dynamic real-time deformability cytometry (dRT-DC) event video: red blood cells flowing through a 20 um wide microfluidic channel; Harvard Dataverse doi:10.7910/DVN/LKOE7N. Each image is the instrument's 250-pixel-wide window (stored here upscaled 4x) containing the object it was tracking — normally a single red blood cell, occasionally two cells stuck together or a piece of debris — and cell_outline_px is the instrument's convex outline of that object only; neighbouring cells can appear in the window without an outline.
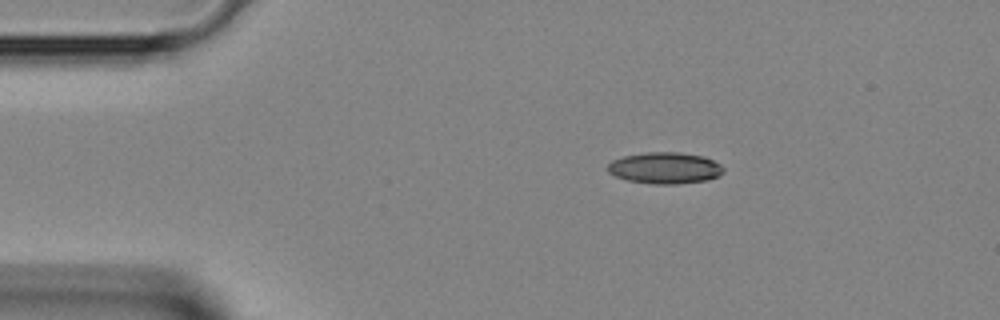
{"species": "Egyptian fruit bat (a non-hibernating species)", "species_latin": "Rousettus aegyptiacus", "temperature_condition": "room temperature", "stored_images_in_passage": 36, "camera_frame_rate_fps": 3000, "um_per_image_px": 0.085, "animal": {"sex": "female"}, "frame": {"image": 1, "passage_image": 1, "time_ms": 0.0, "image_size_px": [1000, 320], "cell_outline_px": [[724, 172], [720, 176], [708, 180], [676, 184], [652, 184], [628, 180], [616, 176], [608, 172], [608, 164], [612, 160], [624, 156], [648, 152], [680, 152], [704, 156], [720, 164], [724, 168]], "centroid_in_image_um": [56.55, 14.28], "position_along_channel_um": 28.4, "area_um2": 21.27}}
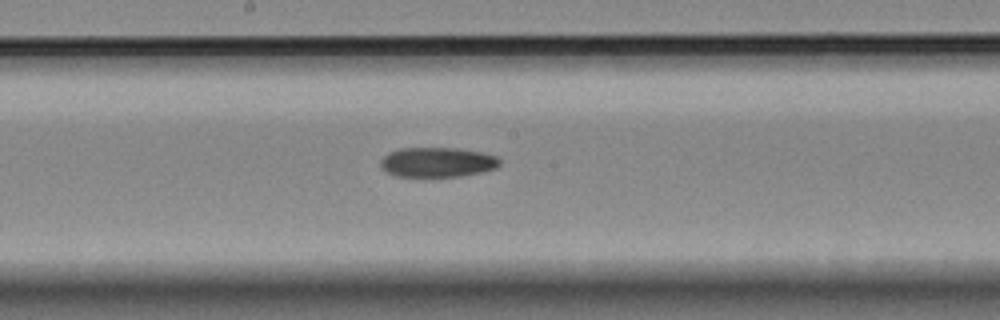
{"frame": {"image": 2, "passage_image": 16, "time_ms": 5.0, "image_size_px": [1000, 320], "cell_outline_px": [[500, 164], [496, 168], [480, 172], [460, 176], [396, 176], [384, 172], [380, 168], [380, 160], [388, 152], [400, 148], [456, 148], [480, 152], [496, 156], [500, 160]], "centroid_in_image_um": [37.12, 13.78], "position_along_channel_um": 211.1, "area_um2": 20.69}}
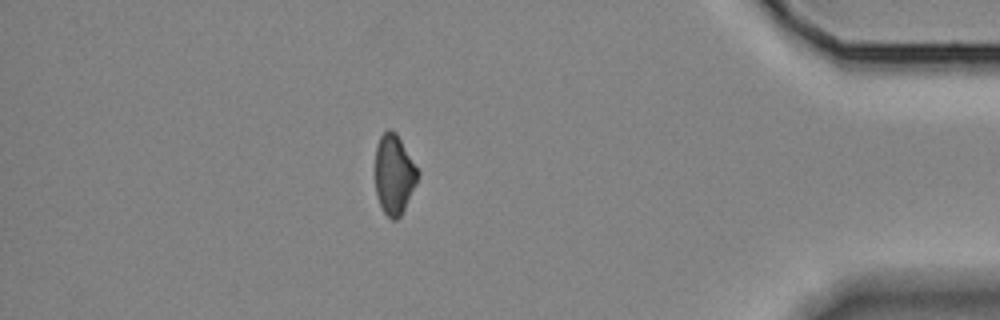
{"frame": {"image": 3, "passage_image": 31, "time_ms": 10.0, "image_size_px": [1000, 320], "cell_outline_px": [[420, 172], [416, 184], [400, 216], [396, 220], [392, 220], [384, 212], [376, 196], [376, 148], [380, 136], [388, 128], [396, 132]], "centroid_in_image_um": [33.5, 14.81], "position_along_channel_um": 401.7, "area_um2": 19.59}}